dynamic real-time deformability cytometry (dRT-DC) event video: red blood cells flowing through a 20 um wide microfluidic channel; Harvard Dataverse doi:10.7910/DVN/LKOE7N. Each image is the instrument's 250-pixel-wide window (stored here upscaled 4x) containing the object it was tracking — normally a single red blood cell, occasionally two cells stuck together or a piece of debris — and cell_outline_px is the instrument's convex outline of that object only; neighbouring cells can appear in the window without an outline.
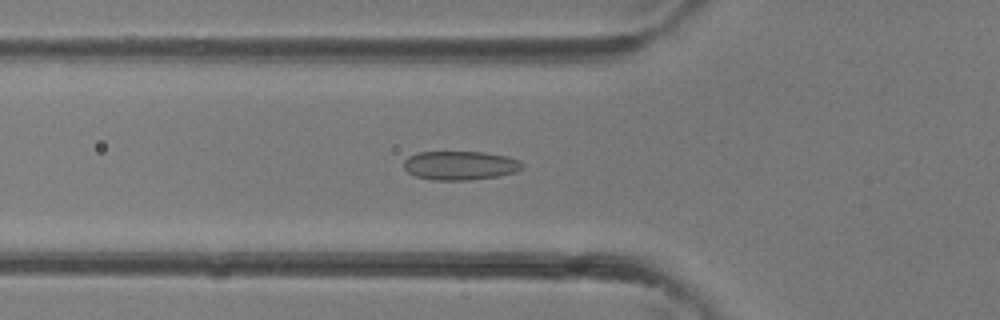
{"species": "common noctule bat (a hibernating species)", "species_latin": "Nyctalus noctula", "temperature_condition": "room temperature", "stored_images_in_passage": 36, "camera_frame_rate_fps": 3000, "um_per_image_px": 0.085, "animal": {"sex": "female"}, "frame": {"image": 1, "passage_image": 12, "time_ms": 3.667, "image_size_px": [1000, 320], "cell_outline_px": [[524, 168], [516, 172], [496, 176], [468, 180], [432, 180], [416, 176], [408, 172], [404, 168], [404, 160], [408, 156], [416, 152], [484, 152], [508, 156], [520, 160], [524, 164]], "centroid_in_image_um": [39.13, 14.05], "position_along_channel_um": 86.7, "area_um2": 20.11}}
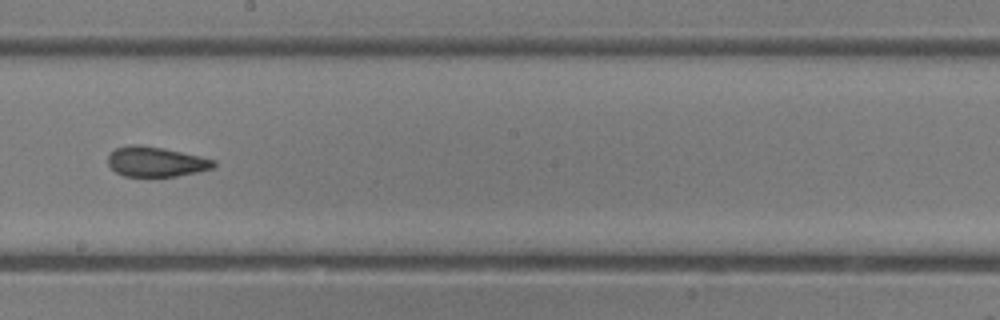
{"frame": {"image": 2, "passage_image": 20, "time_ms": 6.333, "image_size_px": [1000, 320], "cell_outline_px": [[216, 164], [212, 168], [196, 172], [176, 176], [124, 176], [116, 172], [108, 164], [108, 156], [116, 148], [128, 144], [140, 144], [164, 148], [200, 156], [216, 160]], "centroid_in_image_um": [13.24, 13.73], "position_along_channel_um": 235.0, "area_um2": 18.44}}
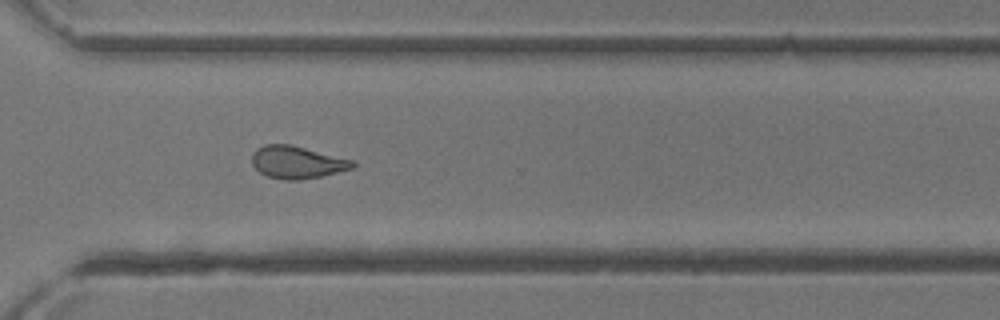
{"frame": {"image": 3, "passage_image": 26, "time_ms": 8.333, "image_size_px": [1000, 320], "cell_outline_px": [[356, 164], [352, 168], [320, 176], [300, 180], [284, 180], [268, 176], [260, 172], [252, 164], [252, 152], [256, 148], [264, 144], [288, 144], [356, 160]], "centroid_in_image_um": [25.24, 13.78], "position_along_channel_um": 345.4, "area_um2": 19.02}}